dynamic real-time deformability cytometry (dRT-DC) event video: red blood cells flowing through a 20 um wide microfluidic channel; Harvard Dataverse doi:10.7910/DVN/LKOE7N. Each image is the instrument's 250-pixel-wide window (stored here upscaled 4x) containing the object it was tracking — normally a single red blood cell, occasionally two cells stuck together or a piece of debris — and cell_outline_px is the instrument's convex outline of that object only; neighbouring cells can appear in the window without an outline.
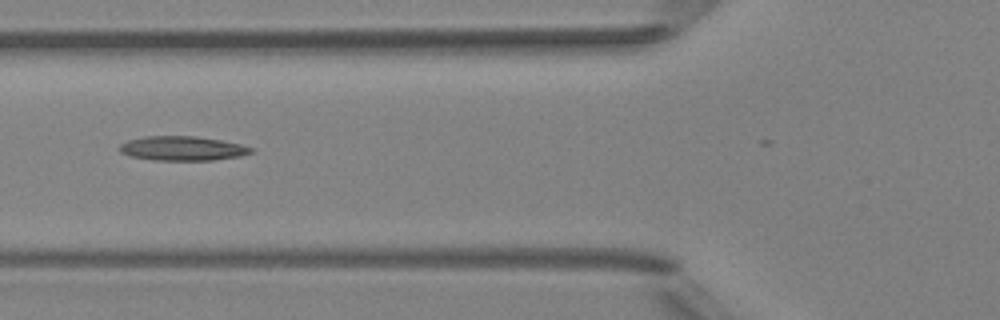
{"species": "Egyptian fruit bat (a non-hibernating species)", "species_latin": "Rousettus aegyptiacus", "temperature_condition": "room temperature", "stored_images_in_passage": 5, "camera_frame_rate_fps": 3000, "um_per_image_px": 0.085, "animal": {"sex": "female"}, "frame": {"image": 1, "passage_image": 4, "time_ms": 3.333, "image_size_px": [1000, 320], "cell_outline_px": [[256, 148], [252, 152], [240, 156], [212, 160], [152, 160], [132, 156], [120, 152], [120, 144], [128, 140], [148, 136], [196, 136], [220, 140], [240, 144]], "centroid_in_image_um": [15.53, 12.61], "position_along_channel_um": 110.3, "area_um2": 18.55}}